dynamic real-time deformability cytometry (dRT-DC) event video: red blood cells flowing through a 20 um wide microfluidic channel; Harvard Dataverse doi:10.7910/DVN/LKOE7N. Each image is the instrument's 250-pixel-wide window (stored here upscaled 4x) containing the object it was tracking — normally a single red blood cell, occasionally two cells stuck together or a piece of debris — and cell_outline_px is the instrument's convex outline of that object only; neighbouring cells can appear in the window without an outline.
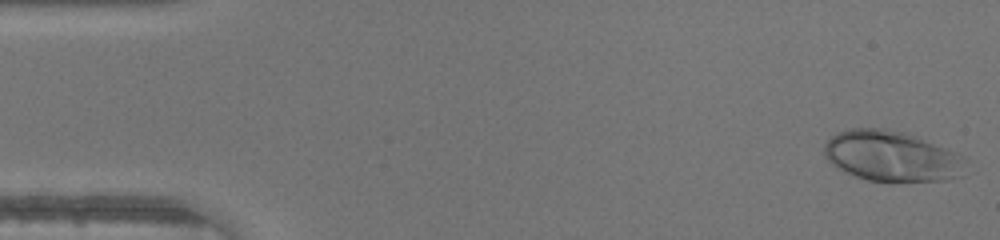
{"species": "human", "species_latin": "Homo sapiens", "temperature_condition": "warm", "stored_images_in_passage": 46, "camera_frame_rate_fps": 3000, "um_per_image_px": 0.085, "donor": {"sex": "male"}, "frame": {"image": 1, "passage_image": 1, "time_ms": 0.0, "image_size_px": [1000, 240], "cell_outline_px": [[964, 160], [952, 176], [944, 180], [888, 184], [868, 180], [844, 172], [832, 164], [824, 156], [824, 144], [836, 132], [852, 128], [884, 128], [908, 132], [956, 152], [964, 156]], "centroid_in_image_um": [75.69, 13.27], "position_along_channel_um": 9.3, "area_um2": 41.85}}
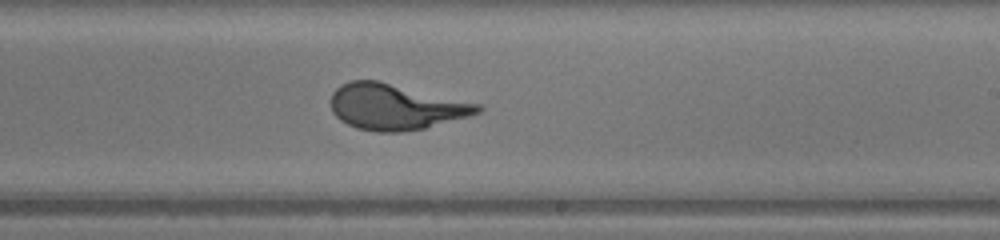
{"frame": {"image": 2, "passage_image": 27, "time_ms": 8.667, "image_size_px": [1000, 240], "cell_outline_px": [[484, 108], [480, 112], [468, 116], [424, 128], [400, 132], [376, 132], [356, 128], [340, 120], [332, 112], [332, 92], [340, 84], [352, 80], [380, 80], [480, 104]], "centroid_in_image_um": [33.6, 9.07], "position_along_channel_um": 255.4, "area_um2": 39.19}}
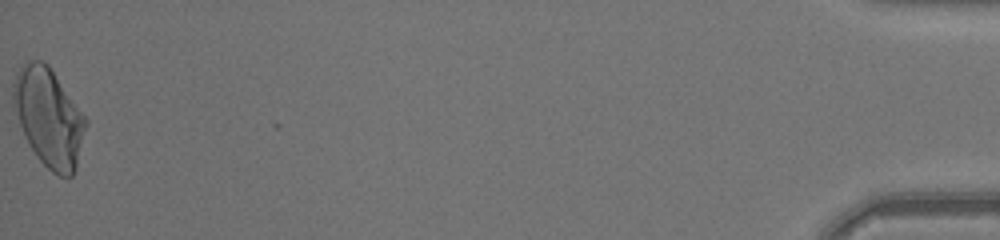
{"frame": {"image": 3, "passage_image": 46, "time_ms": 15.0, "image_size_px": [1000, 240], "cell_outline_px": [[88, 124], [76, 168], [72, 176], [60, 176], [52, 172], [36, 156], [28, 144], [24, 136], [12, 104], [12, 84], [20, 68], [28, 60], [40, 60], [48, 64], [88, 120]], "centroid_in_image_um": [4.15, 9.98], "position_along_channel_um": 431.1, "area_um2": 41.56}}